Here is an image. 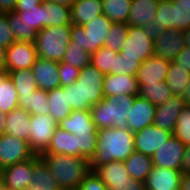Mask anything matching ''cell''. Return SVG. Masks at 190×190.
<instances>
[{
  "label": "cell",
  "instance_id": "62",
  "mask_svg": "<svg viewBox=\"0 0 190 190\" xmlns=\"http://www.w3.org/2000/svg\"><path fill=\"white\" fill-rule=\"evenodd\" d=\"M0 190H7L1 178H0Z\"/></svg>",
  "mask_w": 190,
  "mask_h": 190
},
{
  "label": "cell",
  "instance_id": "10",
  "mask_svg": "<svg viewBox=\"0 0 190 190\" xmlns=\"http://www.w3.org/2000/svg\"><path fill=\"white\" fill-rule=\"evenodd\" d=\"M35 156L29 142L6 133L0 136V171Z\"/></svg>",
  "mask_w": 190,
  "mask_h": 190
},
{
  "label": "cell",
  "instance_id": "34",
  "mask_svg": "<svg viewBox=\"0 0 190 190\" xmlns=\"http://www.w3.org/2000/svg\"><path fill=\"white\" fill-rule=\"evenodd\" d=\"M132 0H102L103 14L113 23H125L129 19Z\"/></svg>",
  "mask_w": 190,
  "mask_h": 190
},
{
  "label": "cell",
  "instance_id": "29",
  "mask_svg": "<svg viewBox=\"0 0 190 190\" xmlns=\"http://www.w3.org/2000/svg\"><path fill=\"white\" fill-rule=\"evenodd\" d=\"M42 6L43 28L71 25V8L52 2H43Z\"/></svg>",
  "mask_w": 190,
  "mask_h": 190
},
{
  "label": "cell",
  "instance_id": "43",
  "mask_svg": "<svg viewBox=\"0 0 190 190\" xmlns=\"http://www.w3.org/2000/svg\"><path fill=\"white\" fill-rule=\"evenodd\" d=\"M173 135L185 146L190 145V107H185L179 114Z\"/></svg>",
  "mask_w": 190,
  "mask_h": 190
},
{
  "label": "cell",
  "instance_id": "50",
  "mask_svg": "<svg viewBox=\"0 0 190 190\" xmlns=\"http://www.w3.org/2000/svg\"><path fill=\"white\" fill-rule=\"evenodd\" d=\"M173 62L190 72V47L184 46Z\"/></svg>",
  "mask_w": 190,
  "mask_h": 190
},
{
  "label": "cell",
  "instance_id": "19",
  "mask_svg": "<svg viewBox=\"0 0 190 190\" xmlns=\"http://www.w3.org/2000/svg\"><path fill=\"white\" fill-rule=\"evenodd\" d=\"M171 62L158 55H151L139 67L136 79L138 84H154L166 79Z\"/></svg>",
  "mask_w": 190,
  "mask_h": 190
},
{
  "label": "cell",
  "instance_id": "2",
  "mask_svg": "<svg viewBox=\"0 0 190 190\" xmlns=\"http://www.w3.org/2000/svg\"><path fill=\"white\" fill-rule=\"evenodd\" d=\"M45 162L61 190H75L91 172L90 161L79 156L42 153Z\"/></svg>",
  "mask_w": 190,
  "mask_h": 190
},
{
  "label": "cell",
  "instance_id": "61",
  "mask_svg": "<svg viewBox=\"0 0 190 190\" xmlns=\"http://www.w3.org/2000/svg\"><path fill=\"white\" fill-rule=\"evenodd\" d=\"M9 76V72H7L5 69L0 70V79H6Z\"/></svg>",
  "mask_w": 190,
  "mask_h": 190
},
{
  "label": "cell",
  "instance_id": "59",
  "mask_svg": "<svg viewBox=\"0 0 190 190\" xmlns=\"http://www.w3.org/2000/svg\"><path fill=\"white\" fill-rule=\"evenodd\" d=\"M185 38V46L190 47V27L183 30Z\"/></svg>",
  "mask_w": 190,
  "mask_h": 190
},
{
  "label": "cell",
  "instance_id": "17",
  "mask_svg": "<svg viewBox=\"0 0 190 190\" xmlns=\"http://www.w3.org/2000/svg\"><path fill=\"white\" fill-rule=\"evenodd\" d=\"M32 72L38 89L49 91L61 87L59 62L38 57Z\"/></svg>",
  "mask_w": 190,
  "mask_h": 190
},
{
  "label": "cell",
  "instance_id": "20",
  "mask_svg": "<svg viewBox=\"0 0 190 190\" xmlns=\"http://www.w3.org/2000/svg\"><path fill=\"white\" fill-rule=\"evenodd\" d=\"M103 94L107 96L139 95V85L136 76L124 74H105L103 82Z\"/></svg>",
  "mask_w": 190,
  "mask_h": 190
},
{
  "label": "cell",
  "instance_id": "53",
  "mask_svg": "<svg viewBox=\"0 0 190 190\" xmlns=\"http://www.w3.org/2000/svg\"><path fill=\"white\" fill-rule=\"evenodd\" d=\"M17 0H0V12L14 11Z\"/></svg>",
  "mask_w": 190,
  "mask_h": 190
},
{
  "label": "cell",
  "instance_id": "49",
  "mask_svg": "<svg viewBox=\"0 0 190 190\" xmlns=\"http://www.w3.org/2000/svg\"><path fill=\"white\" fill-rule=\"evenodd\" d=\"M108 190H147L143 181L131 179L130 181L112 182L105 184Z\"/></svg>",
  "mask_w": 190,
  "mask_h": 190
},
{
  "label": "cell",
  "instance_id": "4",
  "mask_svg": "<svg viewBox=\"0 0 190 190\" xmlns=\"http://www.w3.org/2000/svg\"><path fill=\"white\" fill-rule=\"evenodd\" d=\"M136 96L117 95L104 97L89 110L98 130L103 128H127L128 112Z\"/></svg>",
  "mask_w": 190,
  "mask_h": 190
},
{
  "label": "cell",
  "instance_id": "35",
  "mask_svg": "<svg viewBox=\"0 0 190 190\" xmlns=\"http://www.w3.org/2000/svg\"><path fill=\"white\" fill-rule=\"evenodd\" d=\"M18 96L32 95L37 90L36 80L32 69L9 71Z\"/></svg>",
  "mask_w": 190,
  "mask_h": 190
},
{
  "label": "cell",
  "instance_id": "41",
  "mask_svg": "<svg viewBox=\"0 0 190 190\" xmlns=\"http://www.w3.org/2000/svg\"><path fill=\"white\" fill-rule=\"evenodd\" d=\"M129 26L125 23H113L107 34L105 47L120 52L128 35Z\"/></svg>",
  "mask_w": 190,
  "mask_h": 190
},
{
  "label": "cell",
  "instance_id": "6",
  "mask_svg": "<svg viewBox=\"0 0 190 190\" xmlns=\"http://www.w3.org/2000/svg\"><path fill=\"white\" fill-rule=\"evenodd\" d=\"M112 24L105 14H101L84 25H71V40L92 54L105 46Z\"/></svg>",
  "mask_w": 190,
  "mask_h": 190
},
{
  "label": "cell",
  "instance_id": "13",
  "mask_svg": "<svg viewBox=\"0 0 190 190\" xmlns=\"http://www.w3.org/2000/svg\"><path fill=\"white\" fill-rule=\"evenodd\" d=\"M34 157L8 166L0 171V178L7 190H25L31 187Z\"/></svg>",
  "mask_w": 190,
  "mask_h": 190
},
{
  "label": "cell",
  "instance_id": "18",
  "mask_svg": "<svg viewBox=\"0 0 190 190\" xmlns=\"http://www.w3.org/2000/svg\"><path fill=\"white\" fill-rule=\"evenodd\" d=\"M185 107L182 96H172L166 103L157 106L153 124L173 133L179 114Z\"/></svg>",
  "mask_w": 190,
  "mask_h": 190
},
{
  "label": "cell",
  "instance_id": "23",
  "mask_svg": "<svg viewBox=\"0 0 190 190\" xmlns=\"http://www.w3.org/2000/svg\"><path fill=\"white\" fill-rule=\"evenodd\" d=\"M159 0H132L127 25L130 27H147L155 18Z\"/></svg>",
  "mask_w": 190,
  "mask_h": 190
},
{
  "label": "cell",
  "instance_id": "48",
  "mask_svg": "<svg viewBox=\"0 0 190 190\" xmlns=\"http://www.w3.org/2000/svg\"><path fill=\"white\" fill-rule=\"evenodd\" d=\"M75 190H108V187L94 171H91Z\"/></svg>",
  "mask_w": 190,
  "mask_h": 190
},
{
  "label": "cell",
  "instance_id": "26",
  "mask_svg": "<svg viewBox=\"0 0 190 190\" xmlns=\"http://www.w3.org/2000/svg\"><path fill=\"white\" fill-rule=\"evenodd\" d=\"M50 106L49 114L59 124L73 111L69 105L68 87H59L47 91Z\"/></svg>",
  "mask_w": 190,
  "mask_h": 190
},
{
  "label": "cell",
  "instance_id": "21",
  "mask_svg": "<svg viewBox=\"0 0 190 190\" xmlns=\"http://www.w3.org/2000/svg\"><path fill=\"white\" fill-rule=\"evenodd\" d=\"M181 176V170L153 166L144 183L147 190H179Z\"/></svg>",
  "mask_w": 190,
  "mask_h": 190
},
{
  "label": "cell",
  "instance_id": "28",
  "mask_svg": "<svg viewBox=\"0 0 190 190\" xmlns=\"http://www.w3.org/2000/svg\"><path fill=\"white\" fill-rule=\"evenodd\" d=\"M31 190H61L56 178L51 174L45 162L39 155L34 157Z\"/></svg>",
  "mask_w": 190,
  "mask_h": 190
},
{
  "label": "cell",
  "instance_id": "5",
  "mask_svg": "<svg viewBox=\"0 0 190 190\" xmlns=\"http://www.w3.org/2000/svg\"><path fill=\"white\" fill-rule=\"evenodd\" d=\"M71 41V25L46 27L37 32L34 41L37 56L60 62Z\"/></svg>",
  "mask_w": 190,
  "mask_h": 190
},
{
  "label": "cell",
  "instance_id": "15",
  "mask_svg": "<svg viewBox=\"0 0 190 190\" xmlns=\"http://www.w3.org/2000/svg\"><path fill=\"white\" fill-rule=\"evenodd\" d=\"M185 147L179 139L172 135L151 157L153 166L181 170Z\"/></svg>",
  "mask_w": 190,
  "mask_h": 190
},
{
  "label": "cell",
  "instance_id": "14",
  "mask_svg": "<svg viewBox=\"0 0 190 190\" xmlns=\"http://www.w3.org/2000/svg\"><path fill=\"white\" fill-rule=\"evenodd\" d=\"M173 135L168 130L161 129L154 124L134 133V147L136 151L152 157L154 153Z\"/></svg>",
  "mask_w": 190,
  "mask_h": 190
},
{
  "label": "cell",
  "instance_id": "56",
  "mask_svg": "<svg viewBox=\"0 0 190 190\" xmlns=\"http://www.w3.org/2000/svg\"><path fill=\"white\" fill-rule=\"evenodd\" d=\"M182 98L185 101L187 107H190V82L187 87L183 90Z\"/></svg>",
  "mask_w": 190,
  "mask_h": 190
},
{
  "label": "cell",
  "instance_id": "40",
  "mask_svg": "<svg viewBox=\"0 0 190 190\" xmlns=\"http://www.w3.org/2000/svg\"><path fill=\"white\" fill-rule=\"evenodd\" d=\"M119 52L101 47L97 52L92 53L91 64L101 73L111 74L114 71L115 57Z\"/></svg>",
  "mask_w": 190,
  "mask_h": 190
},
{
  "label": "cell",
  "instance_id": "16",
  "mask_svg": "<svg viewBox=\"0 0 190 190\" xmlns=\"http://www.w3.org/2000/svg\"><path fill=\"white\" fill-rule=\"evenodd\" d=\"M156 108L148 99L136 96L128 112L127 128L135 133L152 125Z\"/></svg>",
  "mask_w": 190,
  "mask_h": 190
},
{
  "label": "cell",
  "instance_id": "57",
  "mask_svg": "<svg viewBox=\"0 0 190 190\" xmlns=\"http://www.w3.org/2000/svg\"><path fill=\"white\" fill-rule=\"evenodd\" d=\"M6 113H3L0 111V136L5 133V119H6Z\"/></svg>",
  "mask_w": 190,
  "mask_h": 190
},
{
  "label": "cell",
  "instance_id": "27",
  "mask_svg": "<svg viewBox=\"0 0 190 190\" xmlns=\"http://www.w3.org/2000/svg\"><path fill=\"white\" fill-rule=\"evenodd\" d=\"M43 153L77 156V136L57 126L49 147Z\"/></svg>",
  "mask_w": 190,
  "mask_h": 190
},
{
  "label": "cell",
  "instance_id": "51",
  "mask_svg": "<svg viewBox=\"0 0 190 190\" xmlns=\"http://www.w3.org/2000/svg\"><path fill=\"white\" fill-rule=\"evenodd\" d=\"M43 2V0H17L14 11H23V7L36 6Z\"/></svg>",
  "mask_w": 190,
  "mask_h": 190
},
{
  "label": "cell",
  "instance_id": "33",
  "mask_svg": "<svg viewBox=\"0 0 190 190\" xmlns=\"http://www.w3.org/2000/svg\"><path fill=\"white\" fill-rule=\"evenodd\" d=\"M105 184L130 181L132 178L126 170L124 161H112L99 166L94 171Z\"/></svg>",
  "mask_w": 190,
  "mask_h": 190
},
{
  "label": "cell",
  "instance_id": "32",
  "mask_svg": "<svg viewBox=\"0 0 190 190\" xmlns=\"http://www.w3.org/2000/svg\"><path fill=\"white\" fill-rule=\"evenodd\" d=\"M139 96L148 99L152 104L158 106L166 103L173 95L171 88L163 81L154 84H138Z\"/></svg>",
  "mask_w": 190,
  "mask_h": 190
},
{
  "label": "cell",
  "instance_id": "45",
  "mask_svg": "<svg viewBox=\"0 0 190 190\" xmlns=\"http://www.w3.org/2000/svg\"><path fill=\"white\" fill-rule=\"evenodd\" d=\"M141 62L137 59L122 58L120 53L115 57L114 71L111 74L136 76Z\"/></svg>",
  "mask_w": 190,
  "mask_h": 190
},
{
  "label": "cell",
  "instance_id": "54",
  "mask_svg": "<svg viewBox=\"0 0 190 190\" xmlns=\"http://www.w3.org/2000/svg\"><path fill=\"white\" fill-rule=\"evenodd\" d=\"M179 190H190V173H182Z\"/></svg>",
  "mask_w": 190,
  "mask_h": 190
},
{
  "label": "cell",
  "instance_id": "60",
  "mask_svg": "<svg viewBox=\"0 0 190 190\" xmlns=\"http://www.w3.org/2000/svg\"><path fill=\"white\" fill-rule=\"evenodd\" d=\"M175 1H177V5L179 6L190 7V0H175Z\"/></svg>",
  "mask_w": 190,
  "mask_h": 190
},
{
  "label": "cell",
  "instance_id": "52",
  "mask_svg": "<svg viewBox=\"0 0 190 190\" xmlns=\"http://www.w3.org/2000/svg\"><path fill=\"white\" fill-rule=\"evenodd\" d=\"M181 172L190 173V145L185 147V154L182 161Z\"/></svg>",
  "mask_w": 190,
  "mask_h": 190
},
{
  "label": "cell",
  "instance_id": "58",
  "mask_svg": "<svg viewBox=\"0 0 190 190\" xmlns=\"http://www.w3.org/2000/svg\"><path fill=\"white\" fill-rule=\"evenodd\" d=\"M6 49L0 46V70L4 69Z\"/></svg>",
  "mask_w": 190,
  "mask_h": 190
},
{
  "label": "cell",
  "instance_id": "8",
  "mask_svg": "<svg viewBox=\"0 0 190 190\" xmlns=\"http://www.w3.org/2000/svg\"><path fill=\"white\" fill-rule=\"evenodd\" d=\"M122 58L137 59L141 63L154 54V35L146 27H130L120 52Z\"/></svg>",
  "mask_w": 190,
  "mask_h": 190
},
{
  "label": "cell",
  "instance_id": "44",
  "mask_svg": "<svg viewBox=\"0 0 190 190\" xmlns=\"http://www.w3.org/2000/svg\"><path fill=\"white\" fill-rule=\"evenodd\" d=\"M97 135H79L77 136V156L91 161L97 148Z\"/></svg>",
  "mask_w": 190,
  "mask_h": 190
},
{
  "label": "cell",
  "instance_id": "30",
  "mask_svg": "<svg viewBox=\"0 0 190 190\" xmlns=\"http://www.w3.org/2000/svg\"><path fill=\"white\" fill-rule=\"evenodd\" d=\"M129 176L135 180L146 181L153 167L152 158L134 150L124 161Z\"/></svg>",
  "mask_w": 190,
  "mask_h": 190
},
{
  "label": "cell",
  "instance_id": "39",
  "mask_svg": "<svg viewBox=\"0 0 190 190\" xmlns=\"http://www.w3.org/2000/svg\"><path fill=\"white\" fill-rule=\"evenodd\" d=\"M91 60L92 54L71 40L62 61L71 64L74 68L83 69L85 66L91 65Z\"/></svg>",
  "mask_w": 190,
  "mask_h": 190
},
{
  "label": "cell",
  "instance_id": "31",
  "mask_svg": "<svg viewBox=\"0 0 190 190\" xmlns=\"http://www.w3.org/2000/svg\"><path fill=\"white\" fill-rule=\"evenodd\" d=\"M18 105L30 115H46L50 111L47 91L38 88L32 95L18 96Z\"/></svg>",
  "mask_w": 190,
  "mask_h": 190
},
{
  "label": "cell",
  "instance_id": "25",
  "mask_svg": "<svg viewBox=\"0 0 190 190\" xmlns=\"http://www.w3.org/2000/svg\"><path fill=\"white\" fill-rule=\"evenodd\" d=\"M102 0H78L71 7V25H84L103 14Z\"/></svg>",
  "mask_w": 190,
  "mask_h": 190
},
{
  "label": "cell",
  "instance_id": "1",
  "mask_svg": "<svg viewBox=\"0 0 190 190\" xmlns=\"http://www.w3.org/2000/svg\"><path fill=\"white\" fill-rule=\"evenodd\" d=\"M97 148L90 161L91 171L112 161H125L135 150L134 133L128 128L97 130Z\"/></svg>",
  "mask_w": 190,
  "mask_h": 190
},
{
  "label": "cell",
  "instance_id": "3",
  "mask_svg": "<svg viewBox=\"0 0 190 190\" xmlns=\"http://www.w3.org/2000/svg\"><path fill=\"white\" fill-rule=\"evenodd\" d=\"M105 74L92 64L80 69L76 82L68 87L69 105L72 110H89L103 98Z\"/></svg>",
  "mask_w": 190,
  "mask_h": 190
},
{
  "label": "cell",
  "instance_id": "38",
  "mask_svg": "<svg viewBox=\"0 0 190 190\" xmlns=\"http://www.w3.org/2000/svg\"><path fill=\"white\" fill-rule=\"evenodd\" d=\"M18 107V93L11 78L0 79V111L7 114Z\"/></svg>",
  "mask_w": 190,
  "mask_h": 190
},
{
  "label": "cell",
  "instance_id": "42",
  "mask_svg": "<svg viewBox=\"0 0 190 190\" xmlns=\"http://www.w3.org/2000/svg\"><path fill=\"white\" fill-rule=\"evenodd\" d=\"M19 17L35 31L43 29V6L42 4L30 7H23V11H15Z\"/></svg>",
  "mask_w": 190,
  "mask_h": 190
},
{
  "label": "cell",
  "instance_id": "11",
  "mask_svg": "<svg viewBox=\"0 0 190 190\" xmlns=\"http://www.w3.org/2000/svg\"><path fill=\"white\" fill-rule=\"evenodd\" d=\"M37 58L34 43L15 41L6 48L4 69L7 72L32 69Z\"/></svg>",
  "mask_w": 190,
  "mask_h": 190
},
{
  "label": "cell",
  "instance_id": "12",
  "mask_svg": "<svg viewBox=\"0 0 190 190\" xmlns=\"http://www.w3.org/2000/svg\"><path fill=\"white\" fill-rule=\"evenodd\" d=\"M185 46L182 29H169L154 35V54L173 62Z\"/></svg>",
  "mask_w": 190,
  "mask_h": 190
},
{
  "label": "cell",
  "instance_id": "47",
  "mask_svg": "<svg viewBox=\"0 0 190 190\" xmlns=\"http://www.w3.org/2000/svg\"><path fill=\"white\" fill-rule=\"evenodd\" d=\"M14 42L15 38L8 24L7 12H0V46L6 49Z\"/></svg>",
  "mask_w": 190,
  "mask_h": 190
},
{
  "label": "cell",
  "instance_id": "24",
  "mask_svg": "<svg viewBox=\"0 0 190 190\" xmlns=\"http://www.w3.org/2000/svg\"><path fill=\"white\" fill-rule=\"evenodd\" d=\"M31 115L22 108L13 109L5 119V133L29 142Z\"/></svg>",
  "mask_w": 190,
  "mask_h": 190
},
{
  "label": "cell",
  "instance_id": "46",
  "mask_svg": "<svg viewBox=\"0 0 190 190\" xmlns=\"http://www.w3.org/2000/svg\"><path fill=\"white\" fill-rule=\"evenodd\" d=\"M80 69L74 68L71 64L64 61L59 62V75L61 87H69L76 82L79 77Z\"/></svg>",
  "mask_w": 190,
  "mask_h": 190
},
{
  "label": "cell",
  "instance_id": "36",
  "mask_svg": "<svg viewBox=\"0 0 190 190\" xmlns=\"http://www.w3.org/2000/svg\"><path fill=\"white\" fill-rule=\"evenodd\" d=\"M165 82L171 88L173 95L182 96L183 90L190 82V72L171 62Z\"/></svg>",
  "mask_w": 190,
  "mask_h": 190
},
{
  "label": "cell",
  "instance_id": "37",
  "mask_svg": "<svg viewBox=\"0 0 190 190\" xmlns=\"http://www.w3.org/2000/svg\"><path fill=\"white\" fill-rule=\"evenodd\" d=\"M8 24L13 31V36L15 41H24L34 43L37 36V31H35L31 26H28L15 11L7 12Z\"/></svg>",
  "mask_w": 190,
  "mask_h": 190
},
{
  "label": "cell",
  "instance_id": "9",
  "mask_svg": "<svg viewBox=\"0 0 190 190\" xmlns=\"http://www.w3.org/2000/svg\"><path fill=\"white\" fill-rule=\"evenodd\" d=\"M58 123L50 114L31 115L29 144L36 155H40L49 147Z\"/></svg>",
  "mask_w": 190,
  "mask_h": 190
},
{
  "label": "cell",
  "instance_id": "22",
  "mask_svg": "<svg viewBox=\"0 0 190 190\" xmlns=\"http://www.w3.org/2000/svg\"><path fill=\"white\" fill-rule=\"evenodd\" d=\"M58 126L75 136L97 135V127L93 122L90 110H73Z\"/></svg>",
  "mask_w": 190,
  "mask_h": 190
},
{
  "label": "cell",
  "instance_id": "7",
  "mask_svg": "<svg viewBox=\"0 0 190 190\" xmlns=\"http://www.w3.org/2000/svg\"><path fill=\"white\" fill-rule=\"evenodd\" d=\"M190 27V7L179 6L175 0H159L155 18L147 25V30L156 35L169 29H187Z\"/></svg>",
  "mask_w": 190,
  "mask_h": 190
},
{
  "label": "cell",
  "instance_id": "55",
  "mask_svg": "<svg viewBox=\"0 0 190 190\" xmlns=\"http://www.w3.org/2000/svg\"><path fill=\"white\" fill-rule=\"evenodd\" d=\"M44 2H52L71 8L78 0H43Z\"/></svg>",
  "mask_w": 190,
  "mask_h": 190
}]
</instances>
